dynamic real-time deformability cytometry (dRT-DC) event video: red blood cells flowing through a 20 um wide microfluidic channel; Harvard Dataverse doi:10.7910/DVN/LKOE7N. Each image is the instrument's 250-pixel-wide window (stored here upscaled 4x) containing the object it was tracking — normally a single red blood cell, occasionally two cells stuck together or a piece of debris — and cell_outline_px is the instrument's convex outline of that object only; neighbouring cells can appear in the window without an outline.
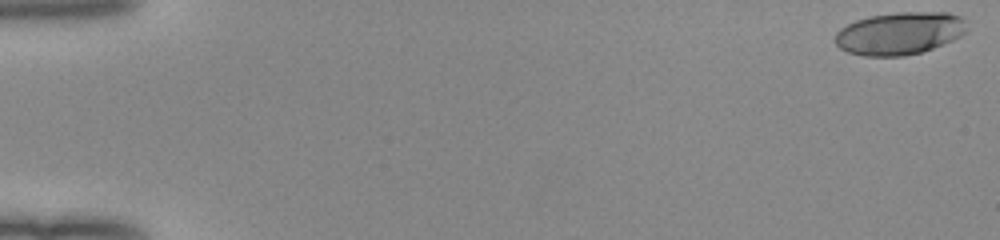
{"species": "human", "species_latin": "Homo sapiens", "temperature_condition": "room temperature", "stored_images_in_passage": 52, "camera_frame_rate_fps": 3000, "um_per_image_px": 0.085, "donor": {"sex": "female"}, "frame": {"image": 1, "passage_image": 1, "time_ms": 0.0, "image_size_px": [1000, 240], "cell_outline_px": [[968, 32], [944, 44], [920, 52], [904, 56], [864, 56], [848, 52], [840, 48], [836, 44], [836, 32], [840, 28], [856, 20], [868, 16], [896, 12], [948, 12], [960, 16], [964, 20]], "centroid_in_image_um": [76.48, 2.82], "position_along_channel_um": 8.5, "area_um2": 32.77}}
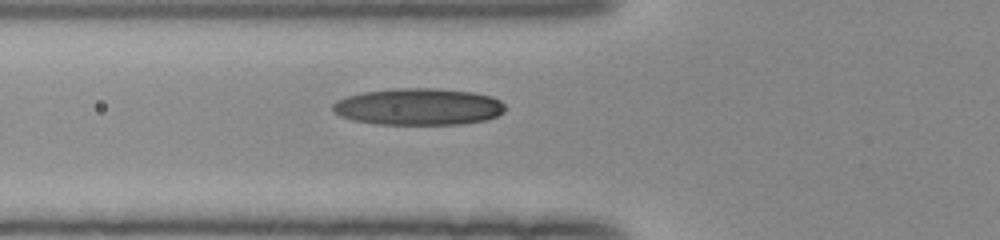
{"frame": {"image": 2, "passage_image": 20, "time_ms": 6.333, "image_size_px": [1000, 240], "cell_outline_px": [[504, 112], [488, 120], [460, 124], [376, 124], [352, 120], [340, 116], [332, 108], [332, 104], [336, 100], [348, 96], [364, 92], [396, 88], [432, 88], [472, 92], [492, 96], [500, 100], [504, 104]], "centroid_in_image_um": [35.58, 9.07], "position_along_channel_um": 90.2, "area_um2": 36.99}}
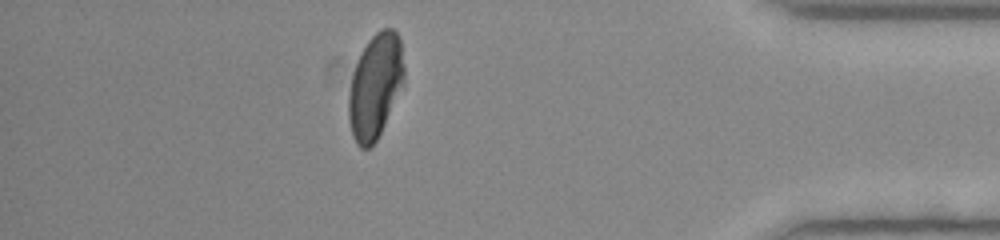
{"frame": {"image": 3, "passage_image": 46, "time_ms": 15.0, "image_size_px": [1000, 240], "cell_outline_px": [[404, 84], [376, 140], [368, 148], [360, 148], [356, 144], [352, 136], [348, 120], [348, 96], [352, 76], [360, 52], [368, 40], [376, 32], [384, 28], [392, 28], [400, 36], [404, 68]], "centroid_in_image_um": [31.89, 7.31], "position_along_channel_um": 403.3, "area_um2": 33.87}, "authors_computed_cell_mechanics": {"area_um2": 35.1135, "velocity_mm_per_s": 4.0252, "shape_relaxation_time_tau1_ms": 5.6588, "shape_relaxation_time_tau2_ms": 1.2939, "deformation_change_tau1": 0.2032, "deformation_change_tau2": 0.0614}}